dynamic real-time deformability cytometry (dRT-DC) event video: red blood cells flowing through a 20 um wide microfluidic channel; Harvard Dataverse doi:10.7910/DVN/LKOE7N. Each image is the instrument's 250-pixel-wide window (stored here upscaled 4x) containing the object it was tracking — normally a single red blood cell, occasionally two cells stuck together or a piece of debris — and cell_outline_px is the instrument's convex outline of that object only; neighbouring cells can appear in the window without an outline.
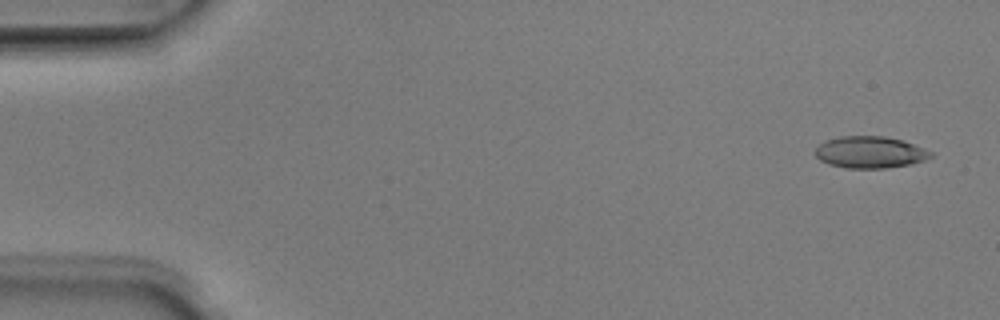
{"species": "Egyptian fruit bat (a non-hibernating species)", "species_latin": "Rousettus aegyptiacus", "temperature_condition": "room temperature", "stored_images_in_passage": 50, "camera_frame_rate_fps": 3000, "um_per_image_px": 0.085, "animal": {"sex": "male"}, "frame": {"image": 1, "passage_image": 2, "time_ms": 0.333, "image_size_px": [1000, 320], "cell_outline_px": [[932, 156], [924, 160], [908, 164], [884, 168], [844, 168], [828, 164], [820, 160], [816, 156], [816, 148], [824, 140], [840, 136], [884, 136], [900, 140], [924, 148], [932, 152]], "centroid_in_image_um": [73.91, 12.94], "position_along_channel_um": 11.1, "area_um2": 21.21}}
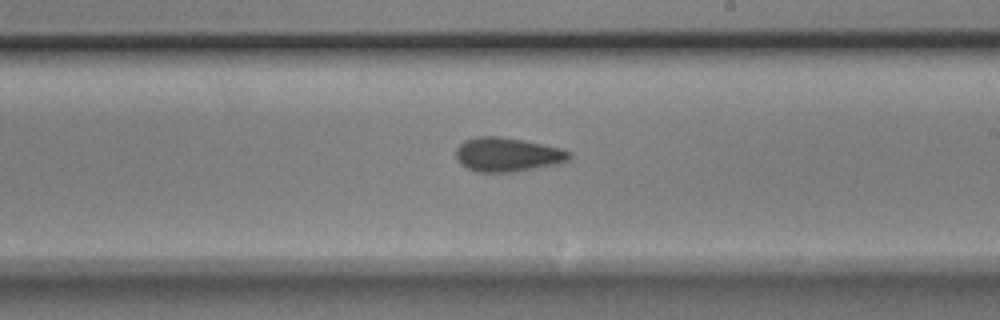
{"frame": {"image": 2, "passage_image": 29, "time_ms": 9.333, "image_size_px": [1000, 320], "cell_outline_px": [[572, 156], [564, 164], [512, 172], [476, 172], [460, 164], [456, 160], [456, 148], [464, 140], [476, 136], [500, 136], [560, 148], [572, 152]], "centroid_in_image_um": [43.15, 13.15], "position_along_channel_um": 245.9, "area_um2": 22.77}}
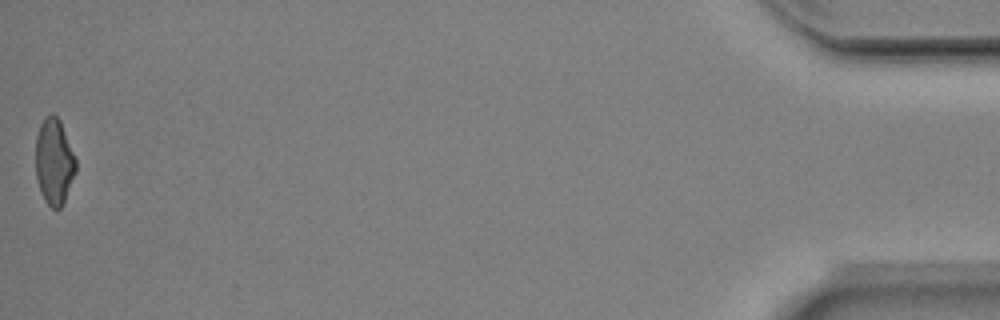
{"frame": {"image": 3, "passage_image": 50, "time_ms": 16.333, "image_size_px": [1000, 320], "cell_outline_px": [[76, 172], [64, 200], [60, 208], [52, 208], [44, 200], [40, 192], [36, 176], [36, 136], [40, 124], [52, 112], [60, 120], [76, 160]], "centroid_in_image_um": [4.59, 13.74], "position_along_channel_um": 430.6, "area_um2": 19.94}, "authors_computed_cell_mechanics": {"area_um2": 21.5594, "velocity_mm_per_s": 4.0125, "shape_relaxation_time_tau1_ms": 3.0541, "shape_relaxation_time_tau2_ms": 2.4691, "deformation_change_tau1": 0.1128, "deformation_change_tau2": 0.09}}